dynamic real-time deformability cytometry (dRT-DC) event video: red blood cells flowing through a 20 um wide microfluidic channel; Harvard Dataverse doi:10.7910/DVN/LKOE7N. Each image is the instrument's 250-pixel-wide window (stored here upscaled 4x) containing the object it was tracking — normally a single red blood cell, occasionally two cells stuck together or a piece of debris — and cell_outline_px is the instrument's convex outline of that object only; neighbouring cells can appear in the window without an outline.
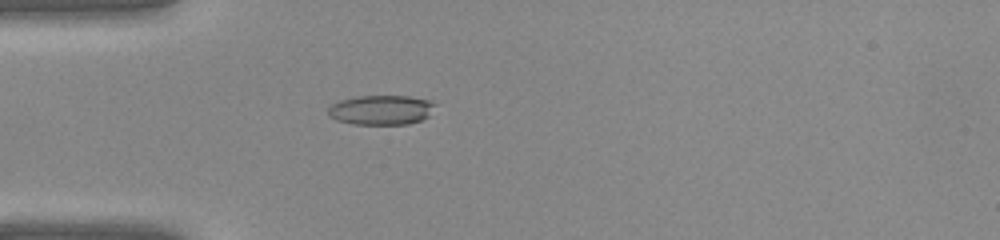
{"species": "common noctule bat (a hibernating species)", "species_latin": "Nyctalus noctula", "temperature_condition": "warm", "stored_images_in_passage": 25, "camera_frame_rate_fps": 3000, "um_per_image_px": 0.085, "animal": {"sex": "female", "body_mass_g": 22.0, "forearm_length_mm": 56.7}, "frame": {"image": 1, "passage_image": 1, "time_ms": 0.0, "image_size_px": [1000, 240], "cell_outline_px": [[436, 104], [428, 116], [420, 120], [408, 124], [352, 124], [336, 120], [328, 116], [328, 108], [332, 104], [340, 100], [356, 96], [408, 96], [432, 100]], "centroid_in_image_um": [32.38, 9.34], "position_along_channel_um": 52.6, "area_um2": 18.55}}
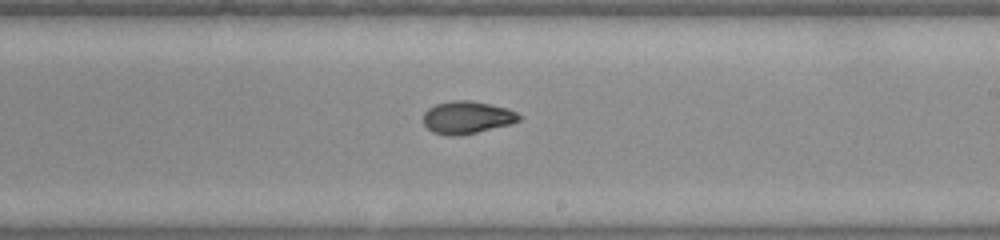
{"frame": {"image": 2, "passage_image": 13, "time_ms": 4.0, "image_size_px": [1000, 240], "cell_outline_px": [[520, 120], [512, 124], [476, 132], [452, 136], [448, 136], [432, 132], [424, 124], [424, 112], [428, 108], [436, 104], [452, 100], [468, 100], [508, 108], [516, 112], [520, 116]], "centroid_in_image_um": [39.69, 9.98], "position_along_channel_um": 249.3, "area_um2": 18.03}}
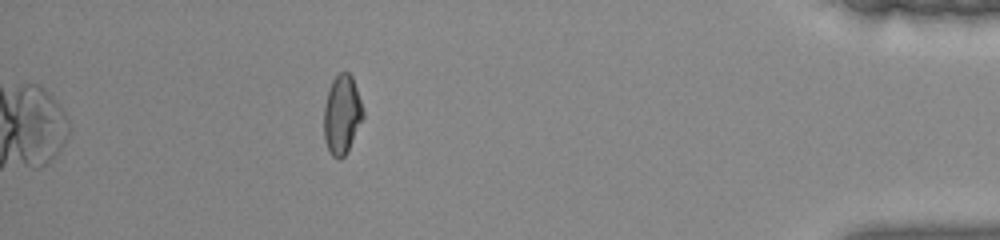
{"frame": {"image": 3, "passage_image": 25, "time_ms": 8.0, "image_size_px": [1000, 240], "cell_outline_px": [[364, 116], [344, 156], [340, 160], [332, 156], [328, 152], [324, 140], [324, 108], [328, 92], [332, 80], [340, 72], [348, 72], [352, 76], [364, 112]], "centroid_in_image_um": [29.04, 9.76], "position_along_channel_um": 406.2, "area_um2": 17.8}}